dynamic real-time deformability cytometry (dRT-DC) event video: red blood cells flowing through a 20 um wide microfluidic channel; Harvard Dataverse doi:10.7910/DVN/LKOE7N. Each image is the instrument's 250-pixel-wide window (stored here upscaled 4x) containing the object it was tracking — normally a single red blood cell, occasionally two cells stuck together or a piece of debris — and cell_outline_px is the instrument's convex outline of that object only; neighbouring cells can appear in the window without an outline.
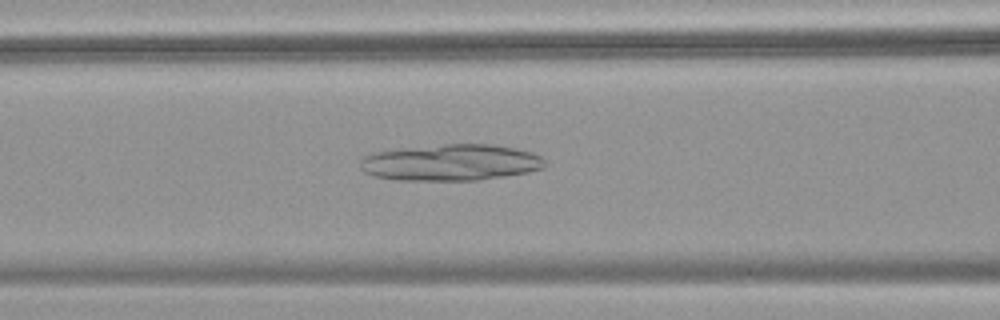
{"species": "common noctule bat (a hibernating species)", "species_latin": "Nyctalus noctula", "temperature_condition": "warm", "stored_images_in_passage": 37, "camera_frame_rate_fps": 3000, "um_per_image_px": 0.085, "animal": {"sex": "female", "body_mass_g": 18.4}, "frame": {"image": 1, "passage_image": 10, "time_ms": 3.0, "image_size_px": [1000, 320], "cell_outline_px": [[544, 168], [528, 172], [504, 176], [476, 180], [396, 180], [376, 176], [364, 172], [360, 168], [360, 160], [364, 156], [376, 152], [444, 144], [488, 144], [516, 148], [532, 152], [540, 156], [544, 160]], "centroid_in_image_um": [38.33, 13.82], "position_along_channel_um": 128.3, "area_um2": 38.84}}
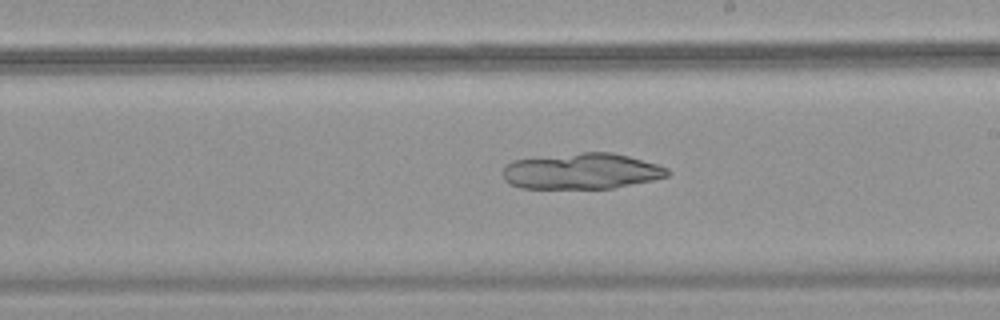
{"frame": {"image": 2, "passage_image": 19, "time_ms": 6.0, "image_size_px": [1000, 320], "cell_outline_px": [[672, 172], [668, 176], [652, 180], [612, 188], [520, 188], [508, 184], [504, 180], [504, 168], [512, 160], [580, 152], [612, 152], [628, 156], [656, 164], [668, 168]], "centroid_in_image_um": [49.44, 14.55], "position_along_channel_um": 239.6, "area_um2": 34.39}}
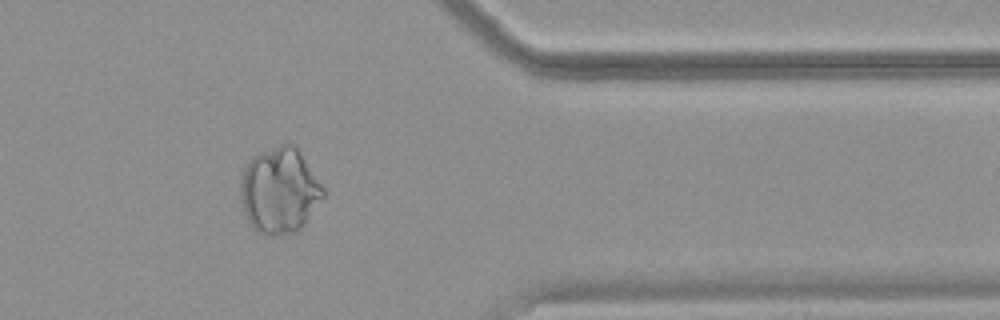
{"frame": {"image": 3, "passage_image": 32, "time_ms": 10.333, "image_size_px": [1000, 320], "cell_outline_px": [[324, 196], [304, 224], [300, 228], [292, 232], [276, 236], [272, 236], [260, 232], [252, 228], [244, 212], [240, 200], [240, 180], [244, 168], [248, 160], [256, 152], [280, 144], [292, 144], [300, 152], [324, 188]], "centroid_in_image_um": [23.72, 16.18], "position_along_channel_um": 387.7, "area_um2": 41.33}}